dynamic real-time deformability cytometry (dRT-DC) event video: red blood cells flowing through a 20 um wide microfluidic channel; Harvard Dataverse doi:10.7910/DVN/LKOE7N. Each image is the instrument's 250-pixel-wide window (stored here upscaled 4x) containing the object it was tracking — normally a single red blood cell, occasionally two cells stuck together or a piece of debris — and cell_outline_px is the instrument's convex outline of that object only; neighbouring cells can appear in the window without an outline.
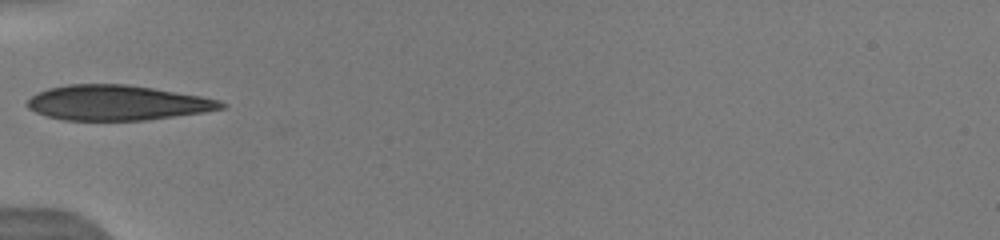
{"species": "human", "species_latin": "Homo sapiens", "temperature_condition": "warm", "stored_images_in_passage": 28, "camera_frame_rate_fps": 3000, "um_per_image_px": 0.085, "donor": {"sex": "male"}, "frame": {"image": 1, "passage_image": 1, "time_ms": 0.0, "image_size_px": [1000, 240], "cell_outline_px": [[228, 104], [224, 108], [204, 112], [148, 120], [64, 120], [48, 116], [36, 112], [28, 108], [24, 104], [36, 92], [48, 88], [68, 84], [128, 84], [200, 96], [220, 100]], "centroid_in_image_um": [9.95, 8.73], "position_along_channel_um": 75.1, "area_um2": 39.65}, "authors_computed_cell_mechanics": {"area_um2": 37.1943, "velocity_mm_per_s": 4.036, "shape_relaxation_time_tau1_ms": 3.1863, "shape_relaxation_time_tau2_ms": null, "deformation_change_tau1": 0.079, "deformation_change_tau2": null}}